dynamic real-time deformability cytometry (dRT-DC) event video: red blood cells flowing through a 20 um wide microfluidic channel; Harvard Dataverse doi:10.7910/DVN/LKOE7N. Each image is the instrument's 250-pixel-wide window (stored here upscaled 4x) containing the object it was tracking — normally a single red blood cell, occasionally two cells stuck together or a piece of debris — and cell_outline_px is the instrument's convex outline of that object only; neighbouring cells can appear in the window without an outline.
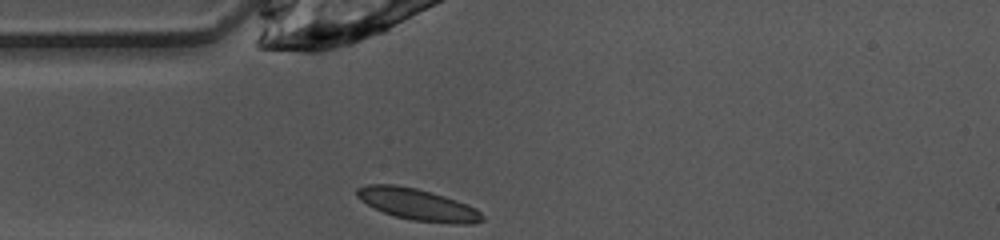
{"species": "common noctule bat (a hibernating species)", "species_latin": "Nyctalus noctula", "temperature_condition": "warm", "stored_images_in_passage": 30, "camera_frame_rate_fps": 3000, "um_per_image_px": 0.085, "animal": {"sex": "female", "body_mass_g": 10.0, "forearm_length_mm": 53.1}, "frame": {"image": 1, "passage_image": 1, "time_ms": 0.0, "image_size_px": [1000, 240], "cell_outline_px": [[484, 220], [472, 224], [456, 224], [412, 220], [396, 216], [384, 212], [360, 200], [356, 196], [356, 188], [368, 184], [396, 184], [416, 188], [444, 196], [456, 200], [476, 208], [484, 216]], "centroid_in_image_um": [35.51, 17.38], "position_along_channel_um": 49.5, "area_um2": 22.95}}
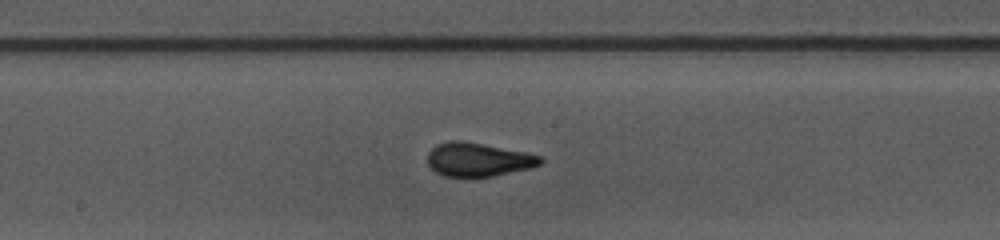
{"frame": {"image": 2, "passage_image": 13, "time_ms": 4.0, "image_size_px": [1000, 240], "cell_outline_px": [[544, 160], [540, 164], [532, 168], [492, 176], [444, 176], [436, 172], [428, 164], [428, 152], [436, 144], [448, 140], [460, 140], [524, 152], [540, 156]], "centroid_in_image_um": [40.63, 13.56], "position_along_channel_um": 207.6, "area_um2": 21.91}}
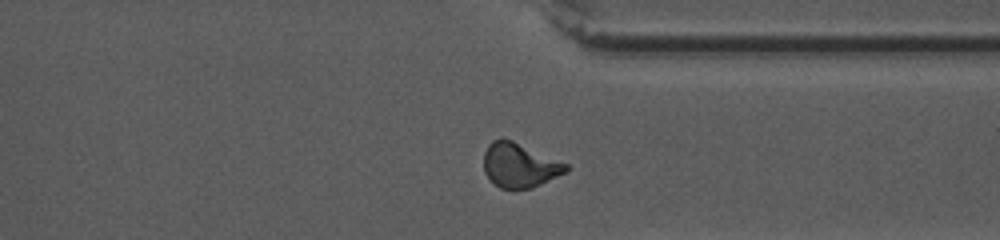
{"frame": {"image": 3, "passage_image": 25, "time_ms": 8.0, "image_size_px": [1000, 240], "cell_outline_px": [[572, 168], [568, 172], [532, 188], [516, 192], [500, 188], [484, 172], [484, 152], [488, 144], [492, 140], [500, 136], [512, 140], [568, 164]], "centroid_in_image_um": [44.18, 14.07], "position_along_channel_um": 367.2, "area_um2": 21.85}, "authors_computed_cell_mechanics": {"area_um2": 21.7328, "velocity_mm_per_s": 4.0412, "shape_relaxation_time_tau1_ms": 6.8201, "shape_relaxation_time_tau2_ms": 0.8801, "deformation_change_tau1": 0.1994, "deformation_change_tau2": 0.0463}}